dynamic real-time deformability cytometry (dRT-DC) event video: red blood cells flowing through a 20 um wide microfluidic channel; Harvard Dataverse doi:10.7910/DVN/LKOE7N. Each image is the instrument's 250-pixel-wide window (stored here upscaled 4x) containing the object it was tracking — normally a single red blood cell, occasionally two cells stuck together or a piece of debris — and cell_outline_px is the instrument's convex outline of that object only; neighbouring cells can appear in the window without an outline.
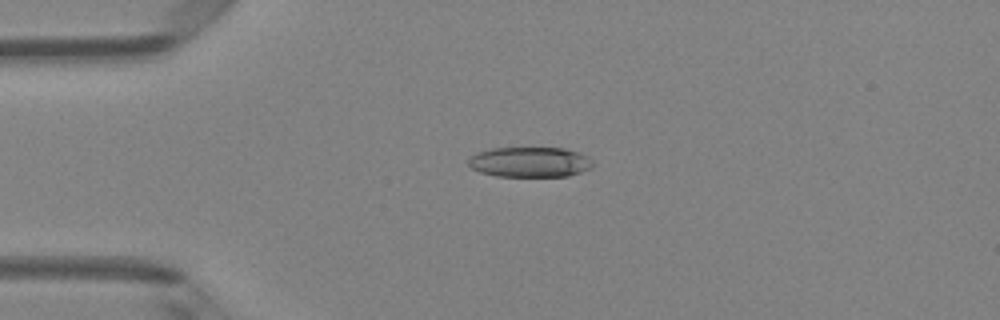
{"species": "Egyptian fruit bat (a non-hibernating species)", "species_latin": "Rousettus aegyptiacus", "temperature_condition": "room temperature", "stored_images_in_passage": 4, "camera_frame_rate_fps": 3000, "um_per_image_px": 0.085, "animal": {"sex": "female"}, "frame": {"image": 1, "passage_image": 3, "time_ms": 2.333, "image_size_px": [1000, 320], "cell_outline_px": [[596, 164], [592, 168], [568, 176], [496, 176], [480, 172], [472, 168], [468, 164], [468, 160], [476, 152], [492, 148], [564, 148], [588, 156]], "centroid_in_image_um": [45.06, 13.77], "position_along_channel_um": 39.9, "area_um2": 21.96}}